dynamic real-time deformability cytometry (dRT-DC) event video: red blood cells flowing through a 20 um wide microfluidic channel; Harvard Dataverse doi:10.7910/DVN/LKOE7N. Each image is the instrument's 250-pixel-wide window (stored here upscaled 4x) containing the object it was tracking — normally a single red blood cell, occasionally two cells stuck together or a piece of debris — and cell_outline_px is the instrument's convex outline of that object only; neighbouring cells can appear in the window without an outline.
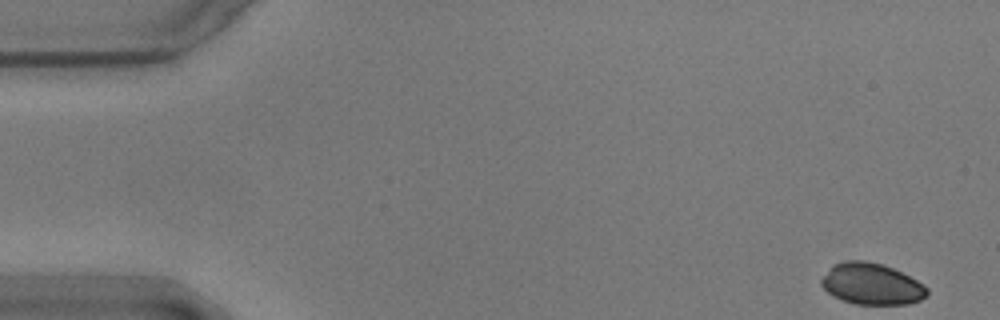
{"species": "common noctule bat (a hibernating species)", "species_latin": "Nyctalus noctula", "temperature_condition": "warm", "stored_images_in_passage": 25, "camera_frame_rate_fps": 3000, "um_per_image_px": 0.085, "animal": {"sex": "male", "body_mass_g": 17.9}, "frame": {"image": 1, "passage_image": 1, "time_ms": 0.0, "image_size_px": [1000, 320], "cell_outline_px": [[928, 296], [920, 300], [908, 304], [856, 304], [832, 296], [820, 284], [820, 280], [832, 264], [844, 260], [864, 260], [884, 264], [924, 284], [928, 288]], "centroid_in_image_um": [74.08, 24.12], "position_along_channel_um": 10.9, "area_um2": 25.61}}
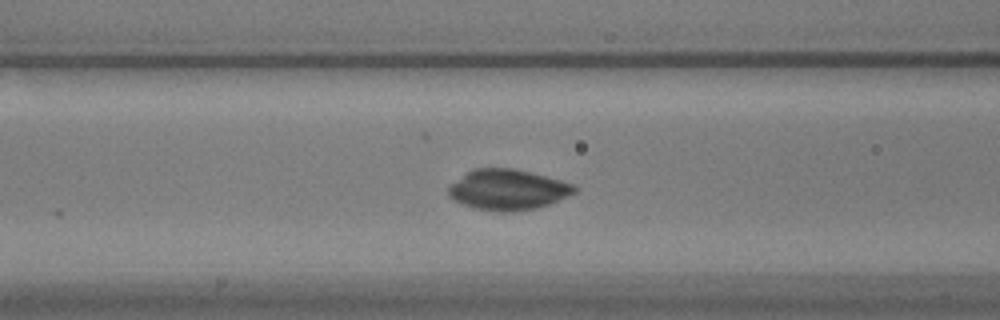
{"frame": {"image": 2, "passage_image": 21, "time_ms": 6.667, "image_size_px": [1000, 320], "cell_outline_px": [[576, 192], [548, 204], [536, 208], [508, 212], [500, 212], [476, 208], [464, 204], [448, 196], [448, 188], [452, 184], [472, 168], [512, 168], [560, 180], [572, 184], [576, 188]], "centroid_in_image_um": [43.14, 16.12], "position_along_channel_um": 123.5, "area_um2": 29.19}}
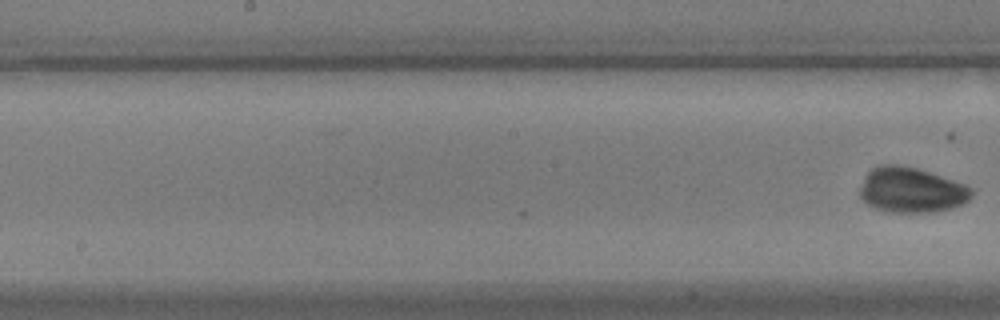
{"frame": {"image": 3, "passage_image": 25, "time_ms": 8.0, "image_size_px": [1000, 320], "cell_outline_px": [[972, 196], [964, 204], [952, 208], [928, 212], [892, 212], [876, 208], [868, 204], [860, 196], [860, 188], [864, 176], [872, 168], [880, 164], [900, 164], [916, 168], [964, 184], [972, 188]], "centroid_in_image_um": [77.45, 16.14], "position_along_channel_um": 170.7, "area_um2": 29.25}}